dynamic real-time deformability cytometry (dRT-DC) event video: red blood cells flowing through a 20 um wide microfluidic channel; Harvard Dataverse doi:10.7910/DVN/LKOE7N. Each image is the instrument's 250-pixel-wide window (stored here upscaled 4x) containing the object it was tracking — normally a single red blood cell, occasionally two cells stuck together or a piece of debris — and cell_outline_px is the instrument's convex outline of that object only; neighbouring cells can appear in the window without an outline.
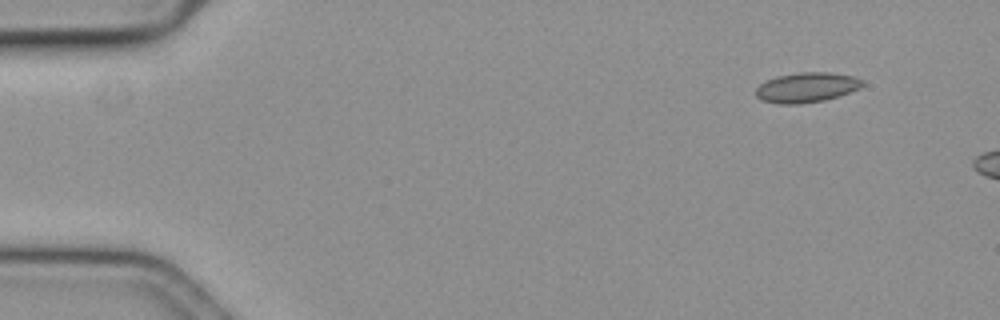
{"species": "common noctule bat (a hibernating species)", "species_latin": "Nyctalus noctula", "temperature_condition": "cold", "stored_images_in_passage": 10, "camera_frame_rate_fps": 3000, "um_per_image_px": 0.085, "animal": {"sex": "female", "body_mass_g": 19.3, "forearm_length_mm": 54.1}, "frame": {"image": 1, "passage_image": 1, "time_ms": 0.0, "image_size_px": [1000, 320], "cell_outline_px": [[864, 84], [860, 88], [824, 100], [800, 104], [780, 104], [760, 100], [756, 96], [756, 88], [760, 84], [776, 76], [800, 72], [828, 72], [852, 76], [864, 80]], "centroid_in_image_um": [68.54, 7.43], "position_along_channel_um": 16.5, "area_um2": 18.5}}